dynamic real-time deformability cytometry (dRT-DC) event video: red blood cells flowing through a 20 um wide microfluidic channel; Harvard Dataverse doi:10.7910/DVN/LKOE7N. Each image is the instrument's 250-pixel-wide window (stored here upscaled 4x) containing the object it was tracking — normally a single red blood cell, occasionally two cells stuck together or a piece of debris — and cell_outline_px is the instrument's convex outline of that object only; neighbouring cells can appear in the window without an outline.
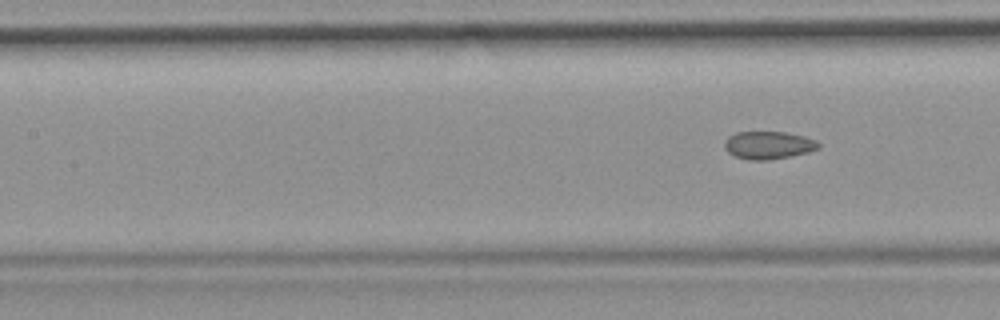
{"species": "common noctule bat (a hibernating species)", "species_latin": "Nyctalus noctula", "temperature_condition": "room temperature", "stored_images_in_passage": 7, "segment_of_instrument_passage": [2, 2], "camera_frame_rate_fps": 3000, "um_per_image_px": 0.085, "animal": {"sex": "female", "body_mass_g": 19.9}, "frame": {"image": 1, "passage_image": 7, "time_ms": 7.667, "image_size_px": [1000, 320], "cell_outline_px": [[820, 148], [808, 152], [768, 160], [748, 160], [736, 156], [728, 152], [724, 148], [724, 140], [728, 136], [736, 132], [784, 132], [804, 136], [816, 140], [820, 144]], "centroid_in_image_um": [65.3, 12.33], "position_along_channel_um": 142.1, "area_um2": 15.2}}